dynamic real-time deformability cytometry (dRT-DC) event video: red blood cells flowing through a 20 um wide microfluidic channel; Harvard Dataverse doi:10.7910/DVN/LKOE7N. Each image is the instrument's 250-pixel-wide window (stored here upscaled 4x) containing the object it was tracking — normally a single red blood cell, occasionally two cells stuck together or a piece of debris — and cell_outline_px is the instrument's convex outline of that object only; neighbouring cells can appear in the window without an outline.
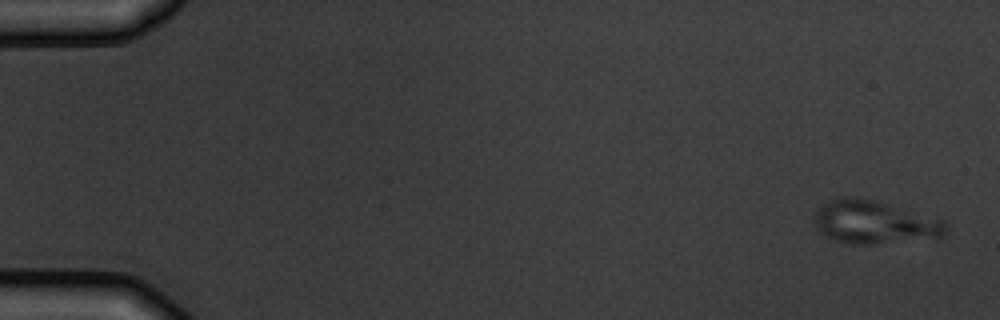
{"species": "common noctule bat (a hibernating species)", "species_latin": "Nyctalus noctula", "temperature_condition": "warm", "stored_images_in_passage": 7, "camera_frame_rate_fps": 3000, "um_per_image_px": 0.085, "animal": {"sex": "male", "body_mass_g": 19.5, "forearm_length_mm": 54.6}, "frame": {"image": 1, "passage_image": 1, "time_ms": 0.0, "image_size_px": [1000, 320], "cell_outline_px": [[944, 232], [940, 240], [872, 244], [856, 244], [836, 240], [820, 232], [812, 220], [816, 212], [824, 204], [836, 196], [844, 196], [876, 200], [944, 220]], "centroid_in_image_um": [74.36, 18.9], "position_along_channel_um": 10.6, "area_um2": 33.35}}